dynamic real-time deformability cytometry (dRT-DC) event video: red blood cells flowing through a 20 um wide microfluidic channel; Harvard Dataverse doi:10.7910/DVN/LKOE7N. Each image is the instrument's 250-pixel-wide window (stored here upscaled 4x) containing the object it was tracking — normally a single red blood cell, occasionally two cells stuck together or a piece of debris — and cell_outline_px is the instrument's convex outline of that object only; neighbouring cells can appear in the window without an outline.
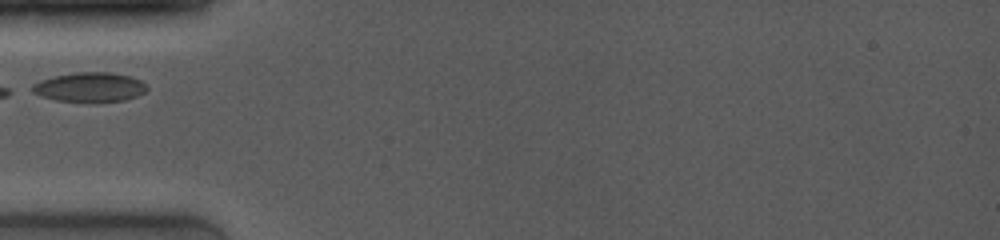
{"species": "common noctule bat (a hibernating species)", "species_latin": "Nyctalus noctula", "temperature_condition": "room temperature", "stored_images_in_passage": 16, "camera_frame_rate_fps": 4000, "um_per_image_px": 0.085, "animal": {"sex": "female", "body_mass_g": 19.0, "forearm_length_mm": 53.3}, "frame": {"image": 1, "passage_image": 1, "time_ms": 0.0, "image_size_px": [1000, 240], "cell_outline_px": [[148, 88], [144, 92], [136, 96], [124, 100], [96, 104], [84, 104], [56, 100], [40, 96], [32, 92], [32, 84], [40, 80], [56, 76], [76, 72], [108, 72], [128, 76], [140, 80], [148, 84]], "centroid_in_image_um": [7.62, 7.45], "position_along_channel_um": 77.4, "area_um2": 20.29}}